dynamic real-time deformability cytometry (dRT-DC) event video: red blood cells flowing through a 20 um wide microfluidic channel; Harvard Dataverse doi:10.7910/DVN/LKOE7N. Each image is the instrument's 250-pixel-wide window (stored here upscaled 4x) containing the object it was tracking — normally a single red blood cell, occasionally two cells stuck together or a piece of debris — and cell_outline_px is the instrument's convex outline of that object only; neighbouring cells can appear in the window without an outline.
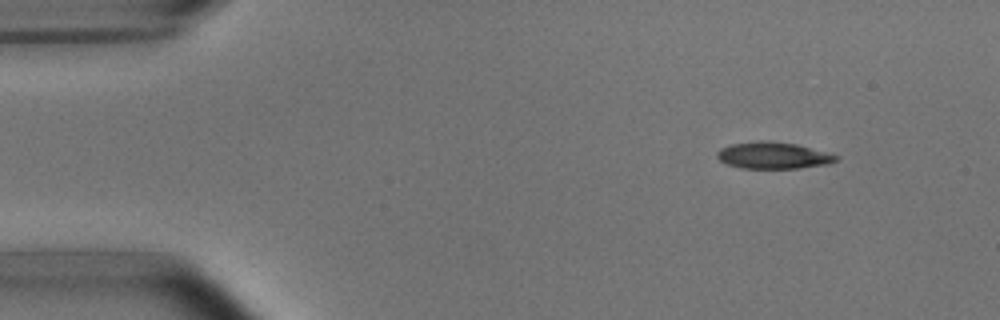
{"species": "common noctule bat (a hibernating species)", "species_latin": "Nyctalus noctula", "temperature_condition": "room temperature", "stored_images_in_passage": 7, "camera_frame_rate_fps": 3000, "um_per_image_px": 0.085, "animal": {"sex": "male", "body_mass_g": 15.6}, "frame": {"image": 1, "passage_image": 1, "time_ms": 0.0, "image_size_px": [1000, 320], "cell_outline_px": [[840, 156], [836, 160], [828, 164], [796, 168], [740, 168], [728, 164], [720, 160], [716, 156], [716, 152], [720, 148], [732, 144], [764, 140], [768, 140], [796, 144]], "centroid_in_image_um": [65.7, 13.21], "position_along_channel_um": 19.3, "area_um2": 18.32}}
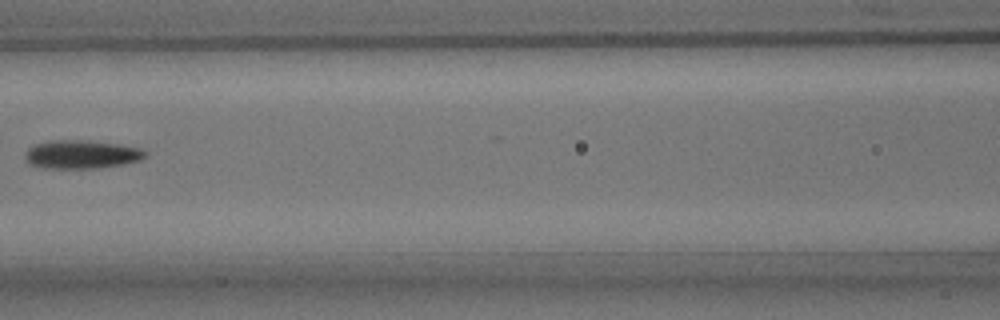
{"frame": {"image": 2, "passage_image": 6, "time_ms": 6.0, "image_size_px": [1000, 320], "cell_outline_px": [[148, 156], [140, 160], [124, 164], [100, 168], [36, 168], [28, 164], [24, 156], [24, 152], [28, 148], [36, 144], [52, 140], [80, 140], [120, 144], [140, 148], [148, 152]], "centroid_in_image_um": [6.91, 13.13], "position_along_channel_um": 159.7, "area_um2": 20.23}}
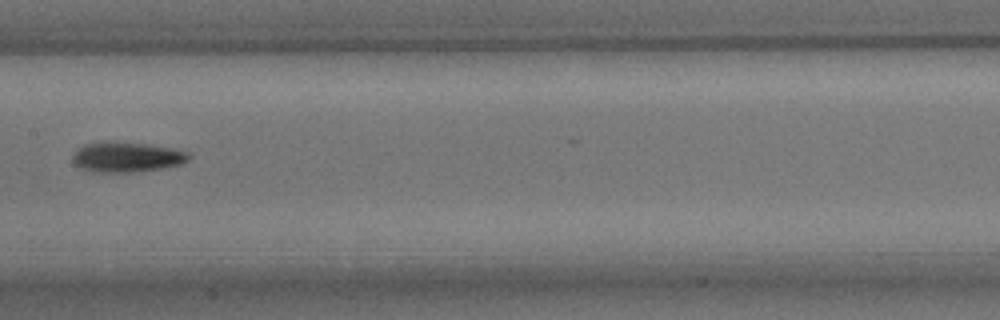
{"frame": {"image": 3, "passage_image": 7, "time_ms": 7.0, "image_size_px": [1000, 320], "cell_outline_px": [[192, 156], [188, 160], [180, 164], [160, 168], [132, 172], [100, 172], [84, 168], [76, 164], [72, 160], [72, 156], [76, 148], [84, 144], [104, 140], [148, 144], [172, 148], [188, 152]], "centroid_in_image_um": [10.76, 13.31], "position_along_channel_um": 196.6, "area_um2": 20.4}}